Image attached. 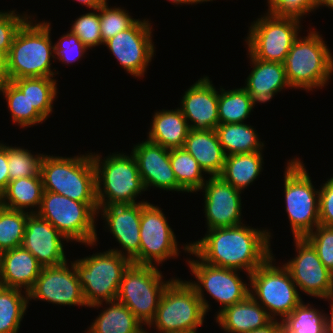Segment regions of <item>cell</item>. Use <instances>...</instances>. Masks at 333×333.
<instances>
[{"mask_svg": "<svg viewBox=\"0 0 333 333\" xmlns=\"http://www.w3.org/2000/svg\"><path fill=\"white\" fill-rule=\"evenodd\" d=\"M270 232L240 224L214 228L195 243L186 244L185 252L195 255L208 265L245 270L248 277L272 254Z\"/></svg>", "mask_w": 333, "mask_h": 333, "instance_id": "cell-1", "label": "cell"}, {"mask_svg": "<svg viewBox=\"0 0 333 333\" xmlns=\"http://www.w3.org/2000/svg\"><path fill=\"white\" fill-rule=\"evenodd\" d=\"M43 190L87 203L98 214L96 174L92 155H45L41 164Z\"/></svg>", "mask_w": 333, "mask_h": 333, "instance_id": "cell-2", "label": "cell"}, {"mask_svg": "<svg viewBox=\"0 0 333 333\" xmlns=\"http://www.w3.org/2000/svg\"><path fill=\"white\" fill-rule=\"evenodd\" d=\"M49 22L26 20L14 36L7 55L9 81L25 77H54L51 59L55 49ZM52 56V57H51Z\"/></svg>", "mask_w": 333, "mask_h": 333, "instance_id": "cell-3", "label": "cell"}, {"mask_svg": "<svg viewBox=\"0 0 333 333\" xmlns=\"http://www.w3.org/2000/svg\"><path fill=\"white\" fill-rule=\"evenodd\" d=\"M283 66L291 88L322 89L333 74V56L322 36L311 30L294 41Z\"/></svg>", "mask_w": 333, "mask_h": 333, "instance_id": "cell-4", "label": "cell"}, {"mask_svg": "<svg viewBox=\"0 0 333 333\" xmlns=\"http://www.w3.org/2000/svg\"><path fill=\"white\" fill-rule=\"evenodd\" d=\"M90 154L95 167L98 207L137 203L136 197L146 190L132 153L130 156L113 153L103 162L99 154Z\"/></svg>", "mask_w": 333, "mask_h": 333, "instance_id": "cell-5", "label": "cell"}, {"mask_svg": "<svg viewBox=\"0 0 333 333\" xmlns=\"http://www.w3.org/2000/svg\"><path fill=\"white\" fill-rule=\"evenodd\" d=\"M131 263L112 250L74 261L87 306L99 308L104 301H115L123 274Z\"/></svg>", "mask_w": 333, "mask_h": 333, "instance_id": "cell-6", "label": "cell"}, {"mask_svg": "<svg viewBox=\"0 0 333 333\" xmlns=\"http://www.w3.org/2000/svg\"><path fill=\"white\" fill-rule=\"evenodd\" d=\"M206 312L195 289L180 279H174L164 289L154 320L158 333H192L202 326ZM156 326V327H155Z\"/></svg>", "mask_w": 333, "mask_h": 333, "instance_id": "cell-7", "label": "cell"}, {"mask_svg": "<svg viewBox=\"0 0 333 333\" xmlns=\"http://www.w3.org/2000/svg\"><path fill=\"white\" fill-rule=\"evenodd\" d=\"M284 188L286 212L293 237L304 238L320 224L319 190L313 186L299 158L287 163Z\"/></svg>", "mask_w": 333, "mask_h": 333, "instance_id": "cell-8", "label": "cell"}, {"mask_svg": "<svg viewBox=\"0 0 333 333\" xmlns=\"http://www.w3.org/2000/svg\"><path fill=\"white\" fill-rule=\"evenodd\" d=\"M50 222L65 238L92 246L98 241L96 212L84 202H78L61 194L43 191L38 211L30 210Z\"/></svg>", "mask_w": 333, "mask_h": 333, "instance_id": "cell-9", "label": "cell"}, {"mask_svg": "<svg viewBox=\"0 0 333 333\" xmlns=\"http://www.w3.org/2000/svg\"><path fill=\"white\" fill-rule=\"evenodd\" d=\"M273 260L271 255L250 274L249 283L252 289L249 290V295L273 320L276 319L275 315L283 320L302 302V298L289 270L284 265H273Z\"/></svg>", "mask_w": 333, "mask_h": 333, "instance_id": "cell-10", "label": "cell"}, {"mask_svg": "<svg viewBox=\"0 0 333 333\" xmlns=\"http://www.w3.org/2000/svg\"><path fill=\"white\" fill-rule=\"evenodd\" d=\"M156 266L131 263L124 272L116 300L124 304L143 324L154 320L164 289L173 280L163 281Z\"/></svg>", "mask_w": 333, "mask_h": 333, "instance_id": "cell-11", "label": "cell"}, {"mask_svg": "<svg viewBox=\"0 0 333 333\" xmlns=\"http://www.w3.org/2000/svg\"><path fill=\"white\" fill-rule=\"evenodd\" d=\"M300 19L266 13L253 21L245 40L252 57L263 61L283 63L298 38Z\"/></svg>", "mask_w": 333, "mask_h": 333, "instance_id": "cell-12", "label": "cell"}, {"mask_svg": "<svg viewBox=\"0 0 333 333\" xmlns=\"http://www.w3.org/2000/svg\"><path fill=\"white\" fill-rule=\"evenodd\" d=\"M176 240L162 210L158 206L143 201L140 220V250L131 260L132 263L154 266L156 262L161 264L168 258H177L179 249Z\"/></svg>", "mask_w": 333, "mask_h": 333, "instance_id": "cell-13", "label": "cell"}, {"mask_svg": "<svg viewBox=\"0 0 333 333\" xmlns=\"http://www.w3.org/2000/svg\"><path fill=\"white\" fill-rule=\"evenodd\" d=\"M199 260H187L191 272L194 274L196 280H198V282L188 281V283L195 289L205 312H208L210 308L207 300L204 298L202 287H204L215 301L217 300L222 305L218 313L224 308L236 304L249 296L250 288L242 282L238 270L208 265L201 259Z\"/></svg>", "mask_w": 333, "mask_h": 333, "instance_id": "cell-14", "label": "cell"}, {"mask_svg": "<svg viewBox=\"0 0 333 333\" xmlns=\"http://www.w3.org/2000/svg\"><path fill=\"white\" fill-rule=\"evenodd\" d=\"M145 19L104 42L122 67L135 77H142L154 56L152 28Z\"/></svg>", "mask_w": 333, "mask_h": 333, "instance_id": "cell-15", "label": "cell"}, {"mask_svg": "<svg viewBox=\"0 0 333 333\" xmlns=\"http://www.w3.org/2000/svg\"><path fill=\"white\" fill-rule=\"evenodd\" d=\"M297 256L284 264L292 280L307 295L326 300L333 296V274L323 265L305 238H294Z\"/></svg>", "mask_w": 333, "mask_h": 333, "instance_id": "cell-16", "label": "cell"}, {"mask_svg": "<svg viewBox=\"0 0 333 333\" xmlns=\"http://www.w3.org/2000/svg\"><path fill=\"white\" fill-rule=\"evenodd\" d=\"M28 299H40L59 305L86 306L74 262L71 268L67 261L56 266L43 267Z\"/></svg>", "mask_w": 333, "mask_h": 333, "instance_id": "cell-17", "label": "cell"}, {"mask_svg": "<svg viewBox=\"0 0 333 333\" xmlns=\"http://www.w3.org/2000/svg\"><path fill=\"white\" fill-rule=\"evenodd\" d=\"M199 190H204L207 230L232 227L241 221V191L219 176L209 177Z\"/></svg>", "mask_w": 333, "mask_h": 333, "instance_id": "cell-18", "label": "cell"}, {"mask_svg": "<svg viewBox=\"0 0 333 333\" xmlns=\"http://www.w3.org/2000/svg\"><path fill=\"white\" fill-rule=\"evenodd\" d=\"M145 190L149 186L166 191L186 192L178 183L170 163V149L149 140L132 149Z\"/></svg>", "mask_w": 333, "mask_h": 333, "instance_id": "cell-19", "label": "cell"}, {"mask_svg": "<svg viewBox=\"0 0 333 333\" xmlns=\"http://www.w3.org/2000/svg\"><path fill=\"white\" fill-rule=\"evenodd\" d=\"M66 238L47 220L36 213L27 217L22 247L42 265L56 266L66 262L63 240Z\"/></svg>", "mask_w": 333, "mask_h": 333, "instance_id": "cell-20", "label": "cell"}, {"mask_svg": "<svg viewBox=\"0 0 333 333\" xmlns=\"http://www.w3.org/2000/svg\"><path fill=\"white\" fill-rule=\"evenodd\" d=\"M142 202L98 207L103 220L122 250L109 249L132 260L140 250V220ZM123 252V253H122Z\"/></svg>", "mask_w": 333, "mask_h": 333, "instance_id": "cell-21", "label": "cell"}, {"mask_svg": "<svg viewBox=\"0 0 333 333\" xmlns=\"http://www.w3.org/2000/svg\"><path fill=\"white\" fill-rule=\"evenodd\" d=\"M180 110L190 129L215 130L219 124L218 91L209 77L200 78L185 91Z\"/></svg>", "mask_w": 333, "mask_h": 333, "instance_id": "cell-22", "label": "cell"}, {"mask_svg": "<svg viewBox=\"0 0 333 333\" xmlns=\"http://www.w3.org/2000/svg\"><path fill=\"white\" fill-rule=\"evenodd\" d=\"M42 265L22 246L2 252L0 261V286L16 288L28 293L34 286Z\"/></svg>", "mask_w": 333, "mask_h": 333, "instance_id": "cell-23", "label": "cell"}, {"mask_svg": "<svg viewBox=\"0 0 333 333\" xmlns=\"http://www.w3.org/2000/svg\"><path fill=\"white\" fill-rule=\"evenodd\" d=\"M248 55L254 68L243 88L251 96L253 108L257 102L265 103L271 100L284 87H291L283 63L263 61Z\"/></svg>", "mask_w": 333, "mask_h": 333, "instance_id": "cell-24", "label": "cell"}, {"mask_svg": "<svg viewBox=\"0 0 333 333\" xmlns=\"http://www.w3.org/2000/svg\"><path fill=\"white\" fill-rule=\"evenodd\" d=\"M216 323L227 333H246L266 326L273 319L250 295L216 314Z\"/></svg>", "mask_w": 333, "mask_h": 333, "instance_id": "cell-25", "label": "cell"}, {"mask_svg": "<svg viewBox=\"0 0 333 333\" xmlns=\"http://www.w3.org/2000/svg\"><path fill=\"white\" fill-rule=\"evenodd\" d=\"M183 148L197 160L200 168L210 177L221 174L226 155L215 130L190 129Z\"/></svg>", "mask_w": 333, "mask_h": 333, "instance_id": "cell-26", "label": "cell"}, {"mask_svg": "<svg viewBox=\"0 0 333 333\" xmlns=\"http://www.w3.org/2000/svg\"><path fill=\"white\" fill-rule=\"evenodd\" d=\"M147 140L168 149L183 148L190 130L180 110H160L153 115Z\"/></svg>", "mask_w": 333, "mask_h": 333, "instance_id": "cell-27", "label": "cell"}, {"mask_svg": "<svg viewBox=\"0 0 333 333\" xmlns=\"http://www.w3.org/2000/svg\"><path fill=\"white\" fill-rule=\"evenodd\" d=\"M260 151L228 155L219 177L239 191L245 189L259 176L263 163Z\"/></svg>", "mask_w": 333, "mask_h": 333, "instance_id": "cell-28", "label": "cell"}, {"mask_svg": "<svg viewBox=\"0 0 333 333\" xmlns=\"http://www.w3.org/2000/svg\"><path fill=\"white\" fill-rule=\"evenodd\" d=\"M109 304L90 325L87 333H141L143 324L122 303L115 301Z\"/></svg>", "mask_w": 333, "mask_h": 333, "instance_id": "cell-29", "label": "cell"}, {"mask_svg": "<svg viewBox=\"0 0 333 333\" xmlns=\"http://www.w3.org/2000/svg\"><path fill=\"white\" fill-rule=\"evenodd\" d=\"M215 132L226 156L262 152L264 147L259 141L258 133L245 123L218 124Z\"/></svg>", "mask_w": 333, "mask_h": 333, "instance_id": "cell-30", "label": "cell"}, {"mask_svg": "<svg viewBox=\"0 0 333 333\" xmlns=\"http://www.w3.org/2000/svg\"><path fill=\"white\" fill-rule=\"evenodd\" d=\"M43 191L41 176L23 177L9 181L5 191L0 195V205L19 211L37 206L39 209Z\"/></svg>", "mask_w": 333, "mask_h": 333, "instance_id": "cell-31", "label": "cell"}, {"mask_svg": "<svg viewBox=\"0 0 333 333\" xmlns=\"http://www.w3.org/2000/svg\"><path fill=\"white\" fill-rule=\"evenodd\" d=\"M12 82L24 93L36 111L47 120L57 96L56 79L49 77H25Z\"/></svg>", "mask_w": 333, "mask_h": 333, "instance_id": "cell-32", "label": "cell"}, {"mask_svg": "<svg viewBox=\"0 0 333 333\" xmlns=\"http://www.w3.org/2000/svg\"><path fill=\"white\" fill-rule=\"evenodd\" d=\"M22 290L0 286V333H17L29 299Z\"/></svg>", "mask_w": 333, "mask_h": 333, "instance_id": "cell-33", "label": "cell"}, {"mask_svg": "<svg viewBox=\"0 0 333 333\" xmlns=\"http://www.w3.org/2000/svg\"><path fill=\"white\" fill-rule=\"evenodd\" d=\"M218 92V115L219 124L244 123L252 106V99L243 88L225 90L220 88Z\"/></svg>", "mask_w": 333, "mask_h": 333, "instance_id": "cell-34", "label": "cell"}, {"mask_svg": "<svg viewBox=\"0 0 333 333\" xmlns=\"http://www.w3.org/2000/svg\"><path fill=\"white\" fill-rule=\"evenodd\" d=\"M170 163L177 183L186 192L199 191L206 182L197 160L184 148L170 149Z\"/></svg>", "mask_w": 333, "mask_h": 333, "instance_id": "cell-35", "label": "cell"}, {"mask_svg": "<svg viewBox=\"0 0 333 333\" xmlns=\"http://www.w3.org/2000/svg\"><path fill=\"white\" fill-rule=\"evenodd\" d=\"M0 92L6 97L13 123L25 128L42 123L45 119L30 105L24 94L12 81L0 85Z\"/></svg>", "mask_w": 333, "mask_h": 333, "instance_id": "cell-36", "label": "cell"}, {"mask_svg": "<svg viewBox=\"0 0 333 333\" xmlns=\"http://www.w3.org/2000/svg\"><path fill=\"white\" fill-rule=\"evenodd\" d=\"M281 322L283 333H325V314L303 301Z\"/></svg>", "mask_w": 333, "mask_h": 333, "instance_id": "cell-37", "label": "cell"}, {"mask_svg": "<svg viewBox=\"0 0 333 333\" xmlns=\"http://www.w3.org/2000/svg\"><path fill=\"white\" fill-rule=\"evenodd\" d=\"M30 212L13 210L0 205V250L22 245L27 217Z\"/></svg>", "mask_w": 333, "mask_h": 333, "instance_id": "cell-38", "label": "cell"}, {"mask_svg": "<svg viewBox=\"0 0 333 333\" xmlns=\"http://www.w3.org/2000/svg\"><path fill=\"white\" fill-rule=\"evenodd\" d=\"M45 155H32L29 150L8 146V170L10 181L23 177L41 176V164Z\"/></svg>", "mask_w": 333, "mask_h": 333, "instance_id": "cell-39", "label": "cell"}, {"mask_svg": "<svg viewBox=\"0 0 333 333\" xmlns=\"http://www.w3.org/2000/svg\"><path fill=\"white\" fill-rule=\"evenodd\" d=\"M99 19L103 43L121 31L129 29L138 20L120 7L109 8L107 2L99 7Z\"/></svg>", "mask_w": 333, "mask_h": 333, "instance_id": "cell-40", "label": "cell"}, {"mask_svg": "<svg viewBox=\"0 0 333 333\" xmlns=\"http://www.w3.org/2000/svg\"><path fill=\"white\" fill-rule=\"evenodd\" d=\"M94 11L98 13L89 12L76 18L70 29L88 49L104 44L100 32L99 8Z\"/></svg>", "mask_w": 333, "mask_h": 333, "instance_id": "cell-41", "label": "cell"}, {"mask_svg": "<svg viewBox=\"0 0 333 333\" xmlns=\"http://www.w3.org/2000/svg\"><path fill=\"white\" fill-rule=\"evenodd\" d=\"M304 238L316 250L323 265L333 274V226L319 224Z\"/></svg>", "mask_w": 333, "mask_h": 333, "instance_id": "cell-42", "label": "cell"}, {"mask_svg": "<svg viewBox=\"0 0 333 333\" xmlns=\"http://www.w3.org/2000/svg\"><path fill=\"white\" fill-rule=\"evenodd\" d=\"M268 12L274 16L295 17L298 19L316 10V0H267Z\"/></svg>", "mask_w": 333, "mask_h": 333, "instance_id": "cell-43", "label": "cell"}, {"mask_svg": "<svg viewBox=\"0 0 333 333\" xmlns=\"http://www.w3.org/2000/svg\"><path fill=\"white\" fill-rule=\"evenodd\" d=\"M15 11L0 12V52L7 55L18 29L28 18L31 20L27 14L26 16L25 14L20 16Z\"/></svg>", "mask_w": 333, "mask_h": 333, "instance_id": "cell-44", "label": "cell"}, {"mask_svg": "<svg viewBox=\"0 0 333 333\" xmlns=\"http://www.w3.org/2000/svg\"><path fill=\"white\" fill-rule=\"evenodd\" d=\"M55 56L64 64L74 63L80 59L88 48L73 33L64 34L59 41L54 44Z\"/></svg>", "mask_w": 333, "mask_h": 333, "instance_id": "cell-45", "label": "cell"}, {"mask_svg": "<svg viewBox=\"0 0 333 333\" xmlns=\"http://www.w3.org/2000/svg\"><path fill=\"white\" fill-rule=\"evenodd\" d=\"M319 223L333 226V177L319 190Z\"/></svg>", "mask_w": 333, "mask_h": 333, "instance_id": "cell-46", "label": "cell"}, {"mask_svg": "<svg viewBox=\"0 0 333 333\" xmlns=\"http://www.w3.org/2000/svg\"><path fill=\"white\" fill-rule=\"evenodd\" d=\"M9 181L8 146L0 143V195L5 191Z\"/></svg>", "mask_w": 333, "mask_h": 333, "instance_id": "cell-47", "label": "cell"}, {"mask_svg": "<svg viewBox=\"0 0 333 333\" xmlns=\"http://www.w3.org/2000/svg\"><path fill=\"white\" fill-rule=\"evenodd\" d=\"M246 333H283L282 322H278L276 319L272 320L266 326L259 329L252 330Z\"/></svg>", "mask_w": 333, "mask_h": 333, "instance_id": "cell-48", "label": "cell"}, {"mask_svg": "<svg viewBox=\"0 0 333 333\" xmlns=\"http://www.w3.org/2000/svg\"><path fill=\"white\" fill-rule=\"evenodd\" d=\"M9 81L7 54L0 52V85Z\"/></svg>", "mask_w": 333, "mask_h": 333, "instance_id": "cell-49", "label": "cell"}, {"mask_svg": "<svg viewBox=\"0 0 333 333\" xmlns=\"http://www.w3.org/2000/svg\"><path fill=\"white\" fill-rule=\"evenodd\" d=\"M326 299L330 300L331 302V307H330L331 314L330 316L325 314V333H333V296H330Z\"/></svg>", "mask_w": 333, "mask_h": 333, "instance_id": "cell-50", "label": "cell"}, {"mask_svg": "<svg viewBox=\"0 0 333 333\" xmlns=\"http://www.w3.org/2000/svg\"><path fill=\"white\" fill-rule=\"evenodd\" d=\"M79 3H82L83 5H86V7L91 8L92 10H95L99 8L100 6L104 5L107 0H76Z\"/></svg>", "mask_w": 333, "mask_h": 333, "instance_id": "cell-51", "label": "cell"}, {"mask_svg": "<svg viewBox=\"0 0 333 333\" xmlns=\"http://www.w3.org/2000/svg\"><path fill=\"white\" fill-rule=\"evenodd\" d=\"M168 1H170L171 3H175V4H177V5H178V4H181V5H182V4H193V3H194V4H195V3L198 4V3H200V2L202 3V2H205V1H206V2H207V1L210 2V1H212V0H168Z\"/></svg>", "mask_w": 333, "mask_h": 333, "instance_id": "cell-52", "label": "cell"}, {"mask_svg": "<svg viewBox=\"0 0 333 333\" xmlns=\"http://www.w3.org/2000/svg\"><path fill=\"white\" fill-rule=\"evenodd\" d=\"M322 5L332 8L333 10V0H316V8H318L319 6L322 7Z\"/></svg>", "mask_w": 333, "mask_h": 333, "instance_id": "cell-53", "label": "cell"}, {"mask_svg": "<svg viewBox=\"0 0 333 333\" xmlns=\"http://www.w3.org/2000/svg\"><path fill=\"white\" fill-rule=\"evenodd\" d=\"M2 251L0 250V261H1Z\"/></svg>", "mask_w": 333, "mask_h": 333, "instance_id": "cell-54", "label": "cell"}]
</instances>
